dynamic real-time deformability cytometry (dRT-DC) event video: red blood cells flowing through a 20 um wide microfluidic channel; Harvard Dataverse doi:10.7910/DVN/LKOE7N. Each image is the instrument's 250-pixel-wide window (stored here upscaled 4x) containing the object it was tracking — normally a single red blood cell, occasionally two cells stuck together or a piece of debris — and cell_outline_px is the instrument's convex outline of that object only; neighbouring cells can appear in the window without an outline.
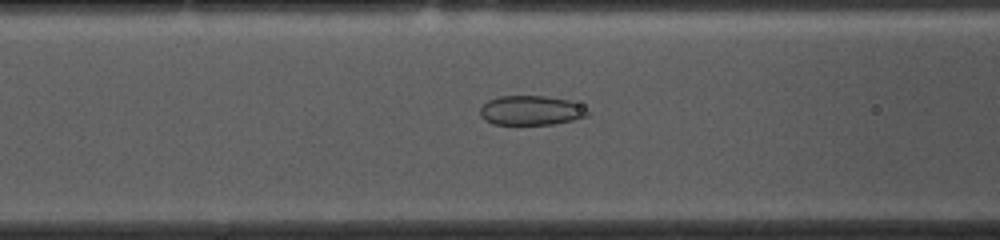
{"species": "common noctule bat (a hibernating species)", "species_latin": "Nyctalus noctula", "temperature_condition": "cold", "stored_images_in_passage": 53, "camera_frame_rate_fps": 3000, "um_per_image_px": 0.085, "animal": {"sex": "female", "body_mass_g": 10.0, "forearm_length_mm": 53.1}, "frame": {"image": 1, "passage_image": 19, "time_ms": 6.0, "image_size_px": [1000, 240], "cell_outline_px": [[588, 116], [556, 124], [492, 124], [484, 120], [480, 116], [480, 108], [488, 100], [500, 96], [544, 96], [568, 100], [580, 104], [588, 112]], "centroid_in_image_um": [45.11, 9.39], "position_along_channel_um": 121.5, "area_um2": 18.44}}
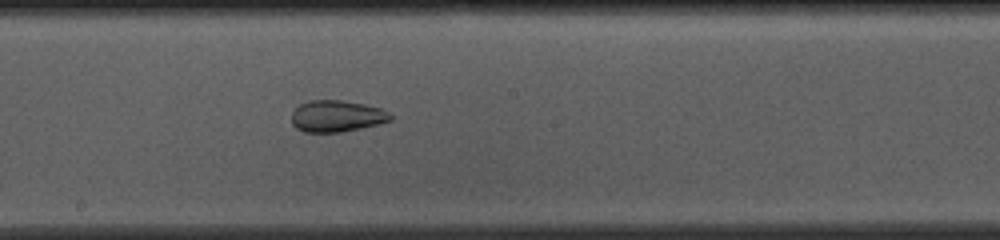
{"frame": {"image": 2, "passage_image": 27, "time_ms": 8.667, "image_size_px": [1000, 240], "cell_outline_px": [[392, 120], [360, 128], [340, 132], [304, 132], [296, 128], [292, 124], [292, 112], [300, 104], [308, 100], [340, 100], [364, 104], [380, 108], [388, 112], [392, 116]], "centroid_in_image_um": [28.59, 9.87], "position_along_channel_um": 219.6, "area_um2": 18.09}}
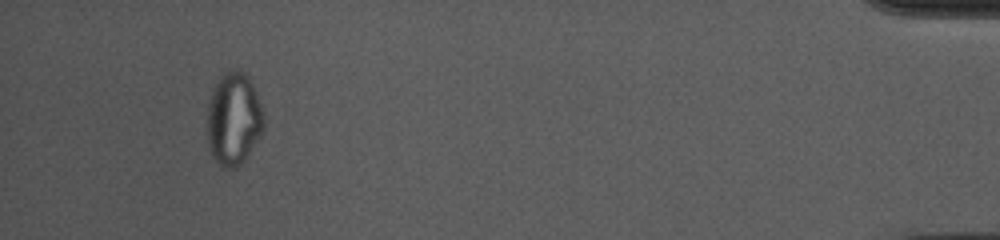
{"frame": {"image": 3, "passage_image": 49, "time_ms": 16.0, "image_size_px": [1000, 240], "cell_outline_px": [[264, 132], [244, 160], [236, 168], [224, 168], [212, 156], [208, 144], [208, 104], [212, 88], [220, 76], [224, 72], [232, 68], [240, 68], [248, 76], [256, 92], [264, 116]], "centroid_in_image_um": [19.87, 10.07], "position_along_channel_um": 415.3, "area_um2": 30.87}, "authors_computed_cell_mechanics": {"area_um2": 24.0448, "velocity_mm_per_s": 3.6891, "shape_relaxation_time_tau1_ms": null, "shape_relaxation_time_tau2_ms": 1.8808, "deformation_change_tau1": null, "deformation_change_tau2": 0.0663}}